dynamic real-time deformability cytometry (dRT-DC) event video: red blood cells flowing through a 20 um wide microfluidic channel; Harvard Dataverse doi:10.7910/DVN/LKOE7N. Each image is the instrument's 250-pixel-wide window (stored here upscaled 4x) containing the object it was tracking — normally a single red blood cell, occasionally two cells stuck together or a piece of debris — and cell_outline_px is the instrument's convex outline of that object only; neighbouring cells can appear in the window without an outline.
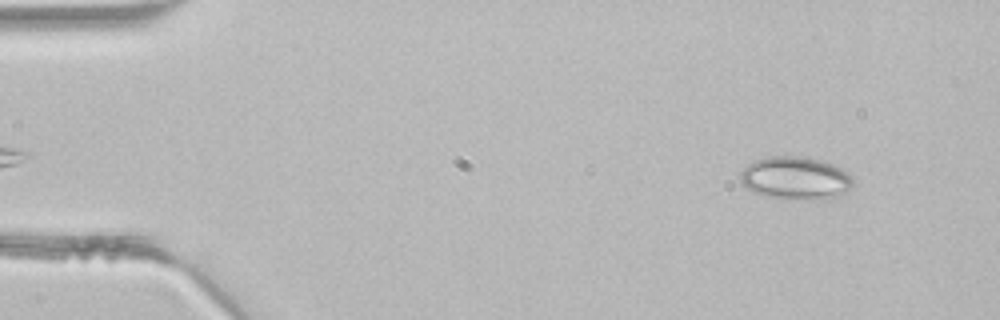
{"species": "common noctule bat (a hibernating species)", "species_latin": "Nyctalus noctula", "temperature_condition": "room temperature", "stored_images_in_passage": 3, "camera_frame_rate_fps": 3000, "um_per_image_px": 0.085, "animal": {"sex": "male", "body_mass_g": 21.5, "forearm_length_mm": 52.0}, "frame": {"image": 1, "passage_image": 1, "time_ms": 0.0, "image_size_px": [1000, 320], "cell_outline_px": [[852, 184], [844, 192], [820, 200], [776, 196], [756, 192], [748, 188], [740, 180], [740, 172], [748, 164], [756, 160], [772, 156], [804, 156], [820, 160], [832, 164], [840, 168], [852, 176]], "centroid_in_image_um": [67.62, 15.1], "position_along_channel_um": 17.4, "area_um2": 27.22}}